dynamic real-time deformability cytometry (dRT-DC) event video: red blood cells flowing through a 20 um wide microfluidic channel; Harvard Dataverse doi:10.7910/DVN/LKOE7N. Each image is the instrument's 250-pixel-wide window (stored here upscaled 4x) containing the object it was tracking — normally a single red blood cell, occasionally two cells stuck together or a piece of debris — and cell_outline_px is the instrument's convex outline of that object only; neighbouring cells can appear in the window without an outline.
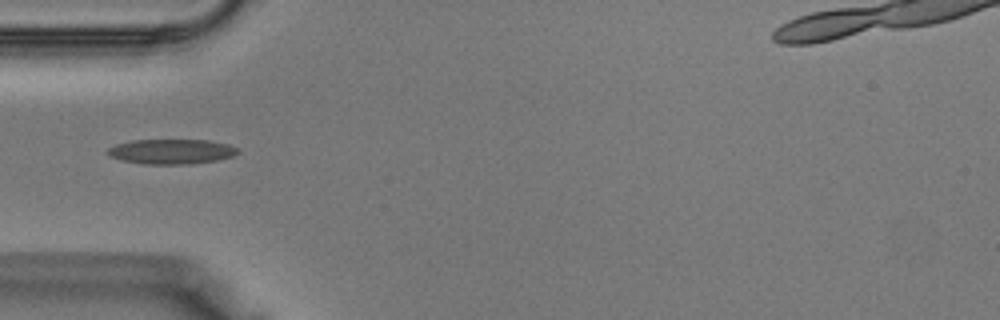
{"species": "Egyptian fruit bat (a non-hibernating species)", "species_latin": "Rousettus aegyptiacus", "temperature_condition": "warm", "stored_images_in_passage": 28, "camera_frame_rate_fps": 3000, "um_per_image_px": 0.085, "animal": {"sex": "male"}, "frame": {"image": 1, "passage_image": 1, "time_ms": 0.0, "image_size_px": [1000, 320], "cell_outline_px": [[240, 152], [232, 156], [216, 160], [188, 164], [144, 164], [120, 160], [108, 156], [104, 152], [108, 148], [116, 144], [132, 140], [208, 140], [228, 144], [236, 148]], "centroid_in_image_um": [14.51, 12.88], "position_along_channel_um": 70.5, "area_um2": 18.96}}
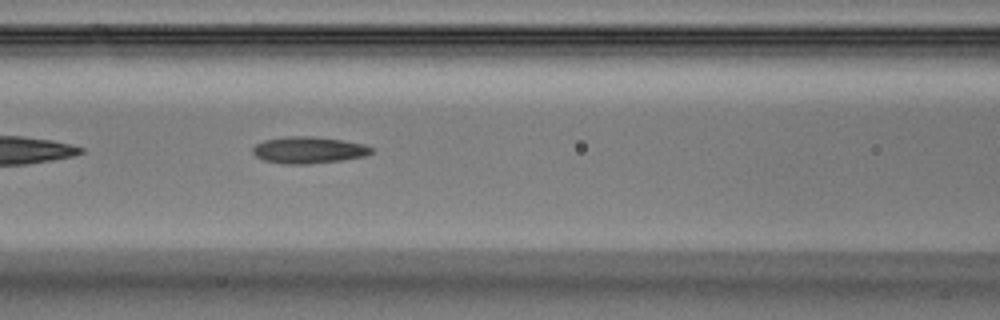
{"frame": {"image": 2, "passage_image": 5, "time_ms": 1.333, "image_size_px": [1000, 320], "cell_outline_px": [[372, 152], [364, 156], [344, 160], [308, 164], [284, 164], [264, 160], [256, 156], [252, 152], [252, 148], [256, 144], [264, 140], [288, 136], [312, 136], [340, 140], [364, 144], [372, 148]], "centroid_in_image_um": [26.21, 12.76], "position_along_channel_um": 140.4, "area_um2": 18.38}}
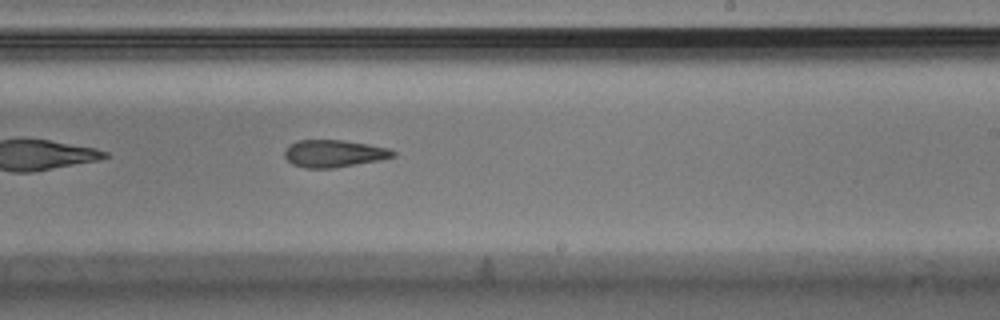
{"frame": {"image": 3, "passage_image": 12, "time_ms": 3.667, "image_size_px": [1000, 320], "cell_outline_px": [[396, 156], [380, 160], [332, 168], [304, 168], [292, 164], [284, 156], [284, 152], [288, 144], [296, 140], [344, 140], [368, 144], [388, 148], [396, 152]], "centroid_in_image_um": [28.36, 13.04], "position_along_channel_um": 260.6, "area_um2": 17.34}}